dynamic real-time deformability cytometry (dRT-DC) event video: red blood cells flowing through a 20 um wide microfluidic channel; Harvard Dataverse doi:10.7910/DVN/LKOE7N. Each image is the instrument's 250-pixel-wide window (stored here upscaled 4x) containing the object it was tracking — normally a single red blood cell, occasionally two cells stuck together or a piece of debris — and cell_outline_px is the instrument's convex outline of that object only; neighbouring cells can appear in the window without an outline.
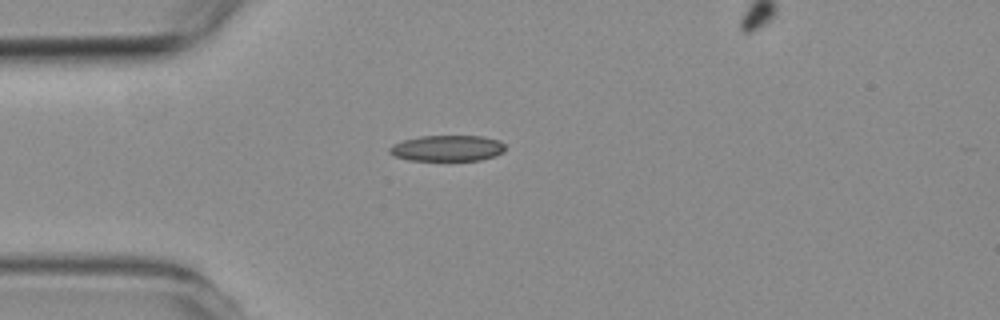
{"species": "common noctule bat (a hibernating species)", "species_latin": "Nyctalus noctula", "temperature_condition": "room temperature", "stored_images_in_passage": 3, "camera_frame_rate_fps": 3000, "um_per_image_px": 0.085, "animal": {"sex": "female", "body_mass_g": 19.3, "forearm_length_mm": 54.1}, "frame": {"image": 1, "passage_image": 2, "time_ms": 1.0, "image_size_px": [1000, 320], "cell_outline_px": [[504, 152], [496, 156], [480, 160], [408, 160], [396, 156], [388, 152], [388, 148], [392, 144], [404, 140], [420, 136], [484, 136], [500, 140], [504, 144]], "centroid_in_image_um": [38.04, 12.59], "position_along_channel_um": 47.0, "area_um2": 17.57}}